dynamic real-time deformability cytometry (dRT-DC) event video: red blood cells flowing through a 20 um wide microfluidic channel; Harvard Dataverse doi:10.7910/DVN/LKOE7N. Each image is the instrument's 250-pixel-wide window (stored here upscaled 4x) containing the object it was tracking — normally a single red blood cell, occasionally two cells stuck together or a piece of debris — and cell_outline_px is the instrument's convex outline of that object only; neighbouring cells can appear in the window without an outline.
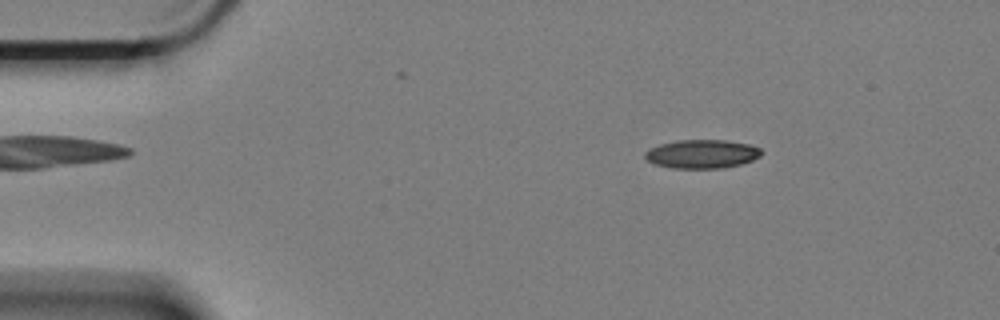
{"species": "Egyptian fruit bat (a non-hibernating species)", "species_latin": "Rousettus aegyptiacus", "temperature_condition": "cold", "stored_images_in_passage": 10, "camera_frame_rate_fps": 3000, "um_per_image_px": 0.085, "animal": {"sex": "female"}, "frame": {"image": 1, "passage_image": 1, "time_ms": 0.0, "image_size_px": [1000, 320], "cell_outline_px": [[764, 152], [760, 156], [752, 160], [740, 164], [724, 168], [672, 168], [656, 164], [648, 160], [644, 156], [644, 152], [648, 148], [660, 144], [676, 140], [728, 140], [748, 144], [760, 148]], "centroid_in_image_um": [59.67, 13.08], "position_along_channel_um": 25.3, "area_um2": 19.54}}
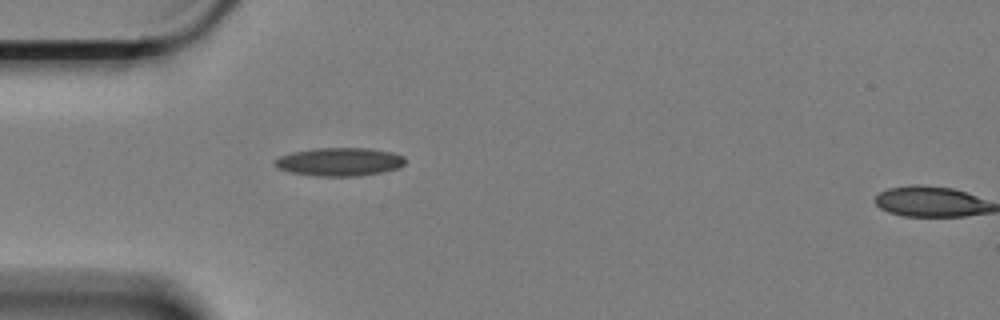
{"frame": {"image": 2, "passage_image": 9, "time_ms": 2.667, "image_size_px": [1000, 320], "cell_outline_px": [[404, 164], [400, 168], [384, 172], [360, 176], [316, 176], [292, 172], [276, 168], [272, 164], [272, 160], [280, 156], [292, 152], [316, 148], [372, 148], [392, 152], [404, 156]], "centroid_in_image_um": [28.85, 13.75], "position_along_channel_um": 56.1, "area_um2": 21.79}}